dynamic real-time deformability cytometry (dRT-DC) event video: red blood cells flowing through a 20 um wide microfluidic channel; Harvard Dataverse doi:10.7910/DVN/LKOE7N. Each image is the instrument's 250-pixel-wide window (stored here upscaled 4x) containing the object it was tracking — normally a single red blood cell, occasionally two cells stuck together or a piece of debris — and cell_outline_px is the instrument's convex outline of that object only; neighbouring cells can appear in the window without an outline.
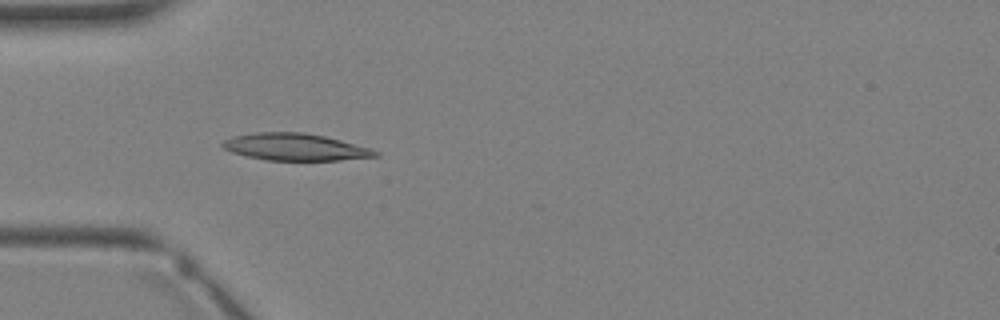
{"species": "Egyptian fruit bat (a non-hibernating species)", "species_latin": "Rousettus aegyptiacus", "temperature_condition": "warm", "stored_images_in_passage": 3, "camera_frame_rate_fps": 3000, "um_per_image_px": 0.085, "animal": {"sex": "female"}, "frame": {"image": 1, "passage_image": 3, "time_ms": 2.333, "image_size_px": [1000, 320], "cell_outline_px": [[380, 156], [340, 160], [268, 160], [248, 156], [232, 152], [224, 148], [220, 144], [224, 140], [232, 136], [256, 132], [304, 132], [324, 136], [372, 148], [380, 152]], "centroid_in_image_um": [25.12, 12.49], "position_along_channel_um": 59.9, "area_um2": 24.04}}